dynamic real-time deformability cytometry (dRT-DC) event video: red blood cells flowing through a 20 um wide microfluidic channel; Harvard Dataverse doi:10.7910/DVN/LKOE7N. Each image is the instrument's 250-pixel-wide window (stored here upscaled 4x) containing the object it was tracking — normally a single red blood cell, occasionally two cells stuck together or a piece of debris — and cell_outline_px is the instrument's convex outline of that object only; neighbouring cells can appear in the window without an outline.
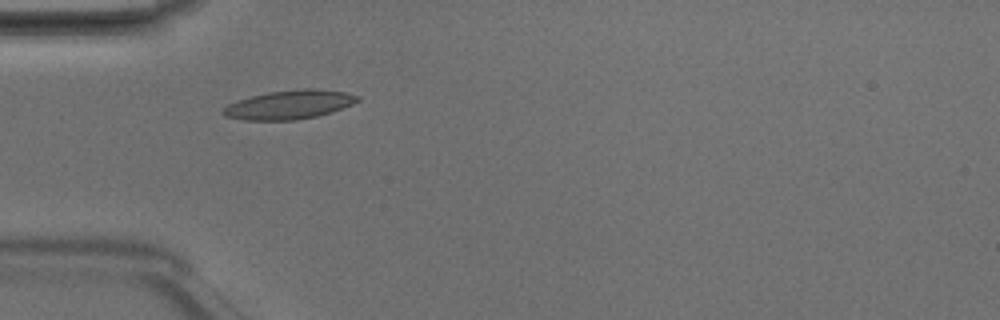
{"species": "Egyptian fruit bat (a non-hibernating species)", "species_latin": "Rousettus aegyptiacus", "temperature_condition": "room temperature", "stored_images_in_passage": 4, "camera_frame_rate_fps": 3000, "um_per_image_px": 0.085, "animal": {"sex": "male"}, "frame": {"image": 1, "passage_image": 3, "time_ms": 0.667, "image_size_px": [1000, 320], "cell_outline_px": [[360, 100], [352, 104], [332, 112], [316, 116], [296, 120], [244, 120], [224, 116], [220, 112], [228, 104], [252, 96], [268, 92], [300, 88], [312, 88], [344, 92], [360, 96]], "centroid_in_image_um": [24.59, 8.9], "position_along_channel_um": 60.4, "area_um2": 22.6}}